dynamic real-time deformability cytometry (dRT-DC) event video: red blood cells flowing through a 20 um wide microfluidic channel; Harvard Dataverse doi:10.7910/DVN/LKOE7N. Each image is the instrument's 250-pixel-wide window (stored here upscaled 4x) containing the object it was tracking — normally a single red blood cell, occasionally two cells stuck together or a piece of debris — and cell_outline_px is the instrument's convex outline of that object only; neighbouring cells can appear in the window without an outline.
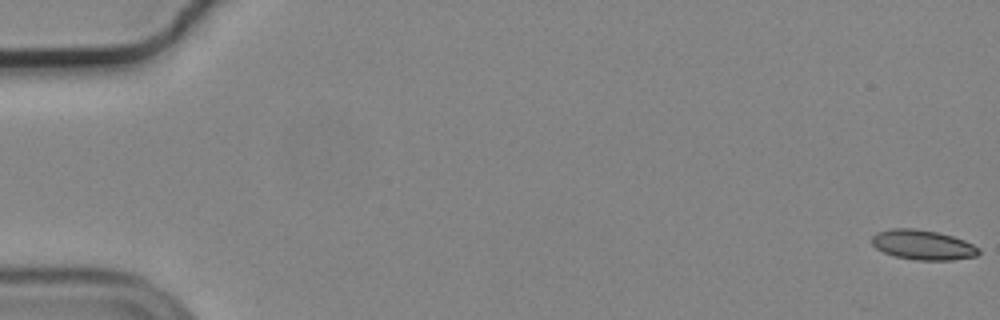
{"species": "common noctule bat (a hibernating species)", "species_latin": "Nyctalus noctula", "temperature_condition": "cold", "stored_images_in_passage": 57, "camera_frame_rate_fps": 3000, "um_per_image_px": 0.085, "animal": {"sex": "male", "body_mass_g": 19.2, "forearm_length_mm": 51.8}, "frame": {"image": 1, "passage_image": 1, "time_ms": 0.0, "image_size_px": [1000, 320], "cell_outline_px": [[976, 252], [972, 256], [940, 260], [932, 260], [900, 256], [888, 252], [880, 248], [872, 240], [876, 236], [884, 232], [932, 232], [948, 236], [960, 240], [976, 248]], "centroid_in_image_um": [78.52, 20.87], "position_along_channel_um": 6.5, "area_um2": 15.49}}
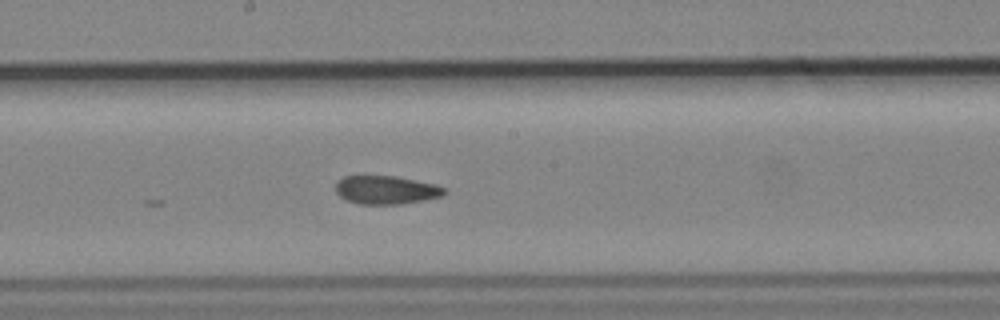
{"frame": {"image": 2, "passage_image": 31, "time_ms": 10.0, "image_size_px": [1000, 320], "cell_outline_px": [[444, 192], [436, 196], [412, 200], [352, 200], [344, 196], [336, 188], [340, 180], [348, 176], [388, 176], [428, 184], [440, 188]], "centroid_in_image_um": [32.73, 16.04], "position_along_channel_um": 215.5, "area_um2": 14.68}}
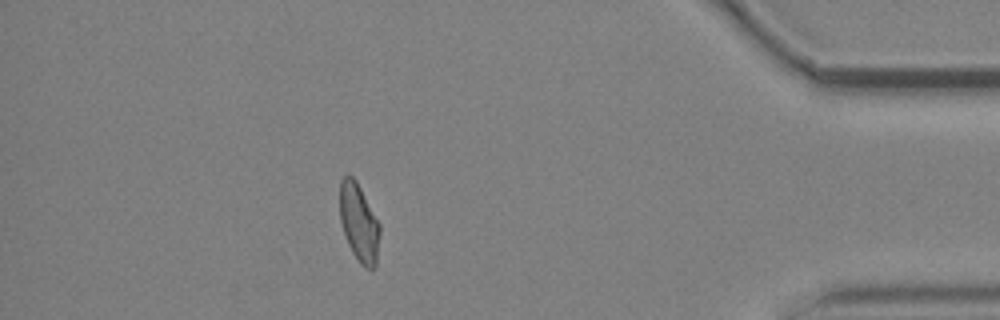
{"frame": {"image": 3, "passage_image": 50, "time_ms": 16.333, "image_size_px": [1000, 320], "cell_outline_px": [[380, 228], [376, 260], [372, 268], [368, 268], [356, 256], [344, 232], [340, 216], [340, 184], [348, 176], [352, 176], [376, 220]], "centroid_in_image_um": [30.5, 18.93], "position_along_channel_um": 404.7, "area_um2": 16.47}, "authors_computed_cell_mechanics": {"area_um2": 16.0106, "velocity_mm_per_s": 3.718, "shape_relaxation_time_tau1_ms": null, "shape_relaxation_time_tau2_ms": 3.4528, "deformation_change_tau1": null, "deformation_change_tau2": 0.0933}}